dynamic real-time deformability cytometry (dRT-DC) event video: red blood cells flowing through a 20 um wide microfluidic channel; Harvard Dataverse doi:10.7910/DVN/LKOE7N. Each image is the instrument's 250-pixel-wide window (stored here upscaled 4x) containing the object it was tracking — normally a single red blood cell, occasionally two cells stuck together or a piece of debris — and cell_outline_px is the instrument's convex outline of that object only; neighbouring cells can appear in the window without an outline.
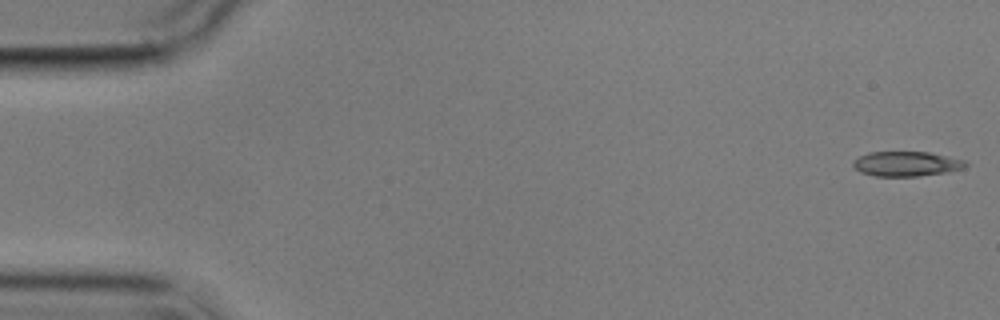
{"species": "common noctule bat (a hibernating species)", "species_latin": "Nyctalus noctula", "temperature_condition": "cold", "stored_images_in_passage": 5, "camera_frame_rate_fps": 3000, "um_per_image_px": 0.085, "animal": {"sex": "male", "body_mass_g": 17.9}, "frame": {"image": 1, "passage_image": 1, "time_ms": 0.0, "image_size_px": [1000, 320], "cell_outline_px": [[968, 164], [964, 168], [948, 172], [920, 176], [876, 176], [860, 172], [852, 164], [852, 160], [868, 152], [928, 152], [964, 160]], "centroid_in_image_um": [77.03, 13.93], "position_along_channel_um": 8.0, "area_um2": 16.24}}
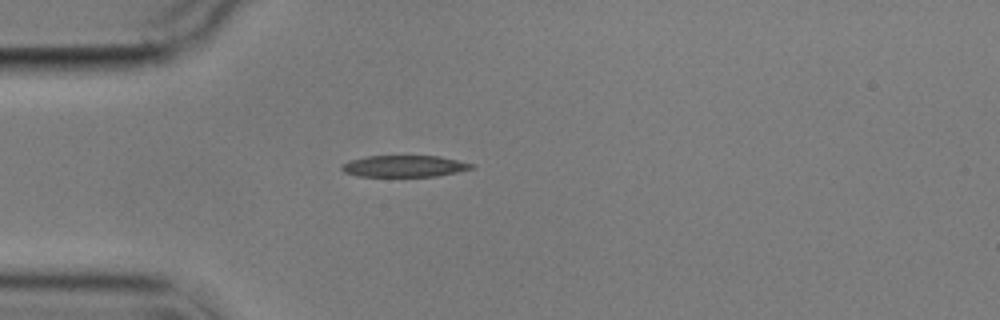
{"frame": {"image": 2, "passage_image": 5, "time_ms": 4.667, "image_size_px": [1000, 320], "cell_outline_px": [[476, 164], [472, 168], [456, 172], [436, 176], [356, 176], [344, 172], [340, 168], [348, 160], [368, 156], [440, 156]], "centroid_in_image_um": [34.36, 14.12], "position_along_channel_um": 50.6, "area_um2": 16.24}}